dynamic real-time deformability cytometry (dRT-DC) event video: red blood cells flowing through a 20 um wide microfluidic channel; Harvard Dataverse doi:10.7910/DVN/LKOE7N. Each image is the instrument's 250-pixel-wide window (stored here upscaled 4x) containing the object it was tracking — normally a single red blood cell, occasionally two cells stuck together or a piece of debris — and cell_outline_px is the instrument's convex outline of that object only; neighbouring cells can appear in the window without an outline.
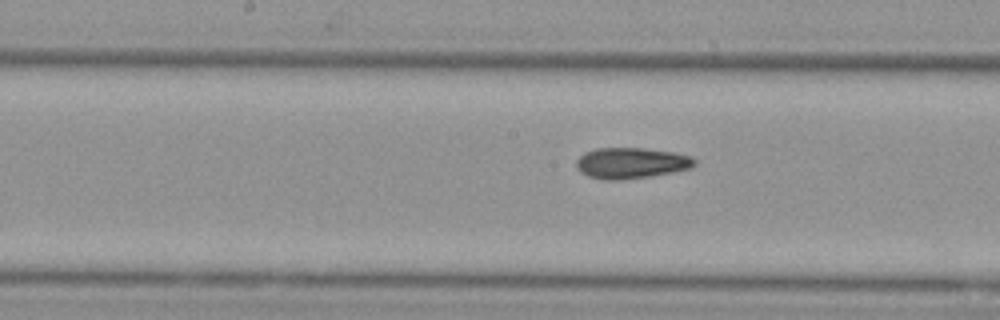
{"species": "Egyptian fruit bat (a non-hibernating species)", "species_latin": "Rousettus aegyptiacus", "temperature_condition": "cold", "stored_images_in_passage": 7, "segment_of_instrument_passage": [2, 2], "camera_frame_rate_fps": 3000, "um_per_image_px": 0.085, "animal": {"sex": "female"}, "frame": {"image": 1, "passage_image": 7, "time_ms": 2.0, "image_size_px": [1000, 320], "cell_outline_px": [[696, 164], [692, 168], [672, 172], [648, 176], [616, 180], [604, 180], [588, 176], [580, 172], [576, 168], [576, 160], [584, 152], [596, 148], [644, 148], [676, 152], [692, 156], [696, 160]], "centroid_in_image_um": [53.65, 13.85], "position_along_channel_um": 194.5, "area_um2": 21.44}}